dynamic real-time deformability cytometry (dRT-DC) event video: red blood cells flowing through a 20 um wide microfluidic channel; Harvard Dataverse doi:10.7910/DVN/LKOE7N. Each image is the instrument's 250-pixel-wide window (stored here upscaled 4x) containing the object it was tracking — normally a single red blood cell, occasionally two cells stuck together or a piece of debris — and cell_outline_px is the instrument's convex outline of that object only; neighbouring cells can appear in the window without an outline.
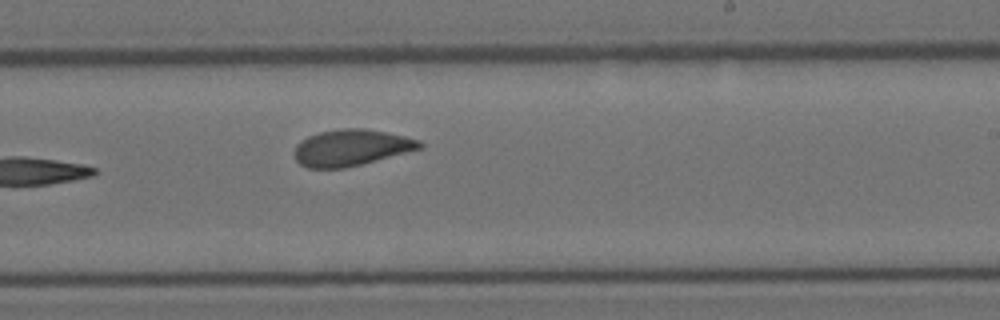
{"species": "Egyptian fruit bat (a non-hibernating species)", "species_latin": "Rousettus aegyptiacus", "temperature_condition": "room temperature", "stored_images_in_passage": 18, "camera_frame_rate_fps": 3000, "um_per_image_px": 0.085, "animal": {"sex": "female"}, "frame": {"image": 1, "passage_image": 18, "time_ms": 5.667, "image_size_px": [1000, 320], "cell_outline_px": [[424, 148], [344, 168], [308, 168], [300, 164], [296, 160], [292, 152], [296, 144], [300, 140], [308, 136], [320, 132], [344, 128], [364, 128], [404, 136], [420, 140], [424, 144]], "centroid_in_image_um": [29.83, 12.55], "position_along_channel_um": 259.2, "area_um2": 26.59}}